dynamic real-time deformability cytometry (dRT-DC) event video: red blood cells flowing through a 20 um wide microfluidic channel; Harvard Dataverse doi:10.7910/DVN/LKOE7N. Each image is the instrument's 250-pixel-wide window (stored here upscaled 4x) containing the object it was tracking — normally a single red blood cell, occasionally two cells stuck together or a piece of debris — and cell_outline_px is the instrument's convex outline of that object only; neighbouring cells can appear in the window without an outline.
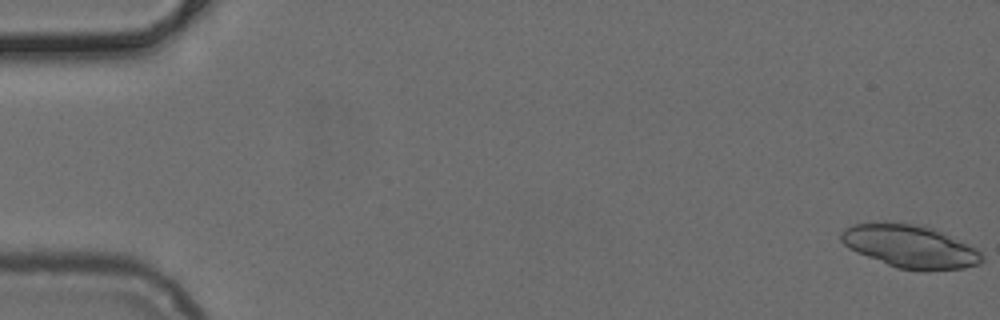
{"species": "common noctule bat (a hibernating species)", "species_latin": "Nyctalus noctula", "temperature_condition": "cold", "stored_images_in_passage": 53, "segment_of_instrument_passage": [1, 2], "camera_frame_rate_fps": 3000, "um_per_image_px": 0.085, "animal": {"sex": "female", "body_mass_g": 24.6, "forearm_length_mm": 56.2}, "frame": {"image": 1, "passage_image": 1, "time_ms": 0.0, "image_size_px": [1000, 320], "cell_outline_px": [[984, 260], [980, 264], [964, 268], [924, 272], [896, 268], [856, 252], [848, 248], [840, 240], [840, 232], [844, 228], [852, 224], [884, 220], [916, 224], [932, 228], [944, 232], [980, 252], [984, 256]], "centroid_in_image_um": [77.31, 20.93], "position_along_channel_um": 7.7, "area_um2": 35.95}}